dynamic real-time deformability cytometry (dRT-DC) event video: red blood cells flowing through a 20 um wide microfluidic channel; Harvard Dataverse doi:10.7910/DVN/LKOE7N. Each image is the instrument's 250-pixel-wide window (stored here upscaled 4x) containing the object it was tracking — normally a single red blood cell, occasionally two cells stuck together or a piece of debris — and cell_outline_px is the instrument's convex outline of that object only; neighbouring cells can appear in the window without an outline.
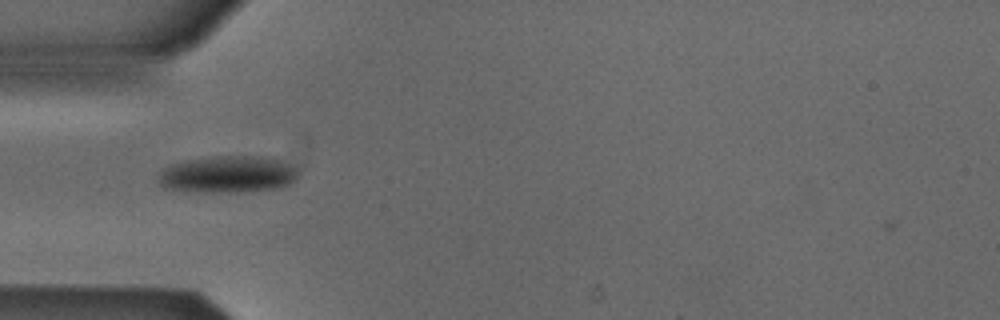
{"species": "Egyptian fruit bat (a non-hibernating species)", "species_latin": "Rousettus aegyptiacus", "temperature_condition": "cold", "stored_images_in_passage": 39, "camera_frame_rate_fps": 3000, "um_per_image_px": 0.085, "animal": {"sex": "male"}, "frame": {"image": 1, "passage_image": 3, "time_ms": 0.667, "image_size_px": [1000, 320], "cell_outline_px": [[300, 172], [296, 180], [280, 188], [236, 192], [204, 192], [164, 188], [156, 180], [160, 172], [164, 168], [172, 164], [184, 160], [216, 156], [264, 156], [280, 160], [300, 168]], "centroid_in_image_um": [19.4, 14.81], "position_along_channel_um": 65.6, "area_um2": 30.46}}
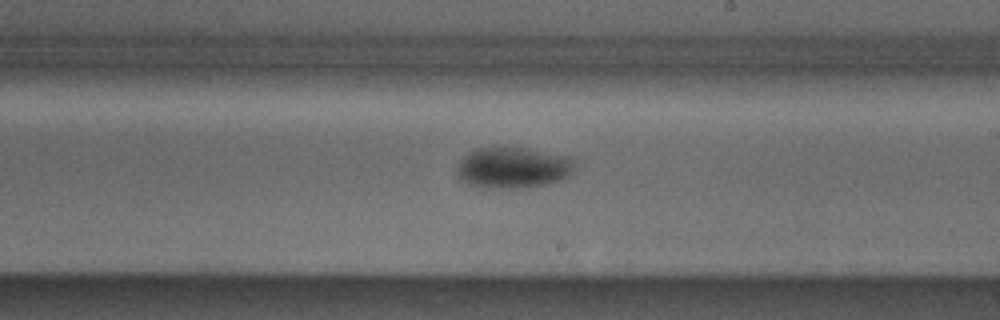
{"frame": {"image": 2, "passage_image": 17, "time_ms": 5.333, "image_size_px": [1000, 320], "cell_outline_px": [[576, 160], [572, 172], [564, 180], [544, 184], [520, 188], [484, 188], [468, 184], [460, 180], [456, 172], [456, 164], [468, 152], [476, 148], [520, 148], [564, 156]], "centroid_in_image_um": [43.55, 14.28], "position_along_channel_um": 245.4, "area_um2": 28.09}}
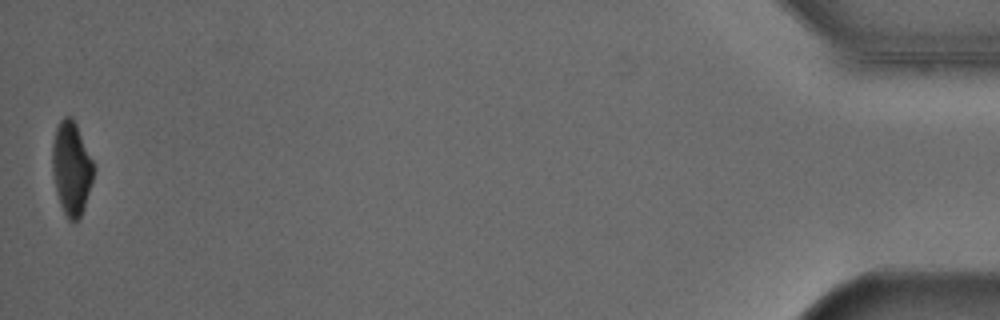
{"frame": {"image": 3, "passage_image": 39, "time_ms": 12.667, "image_size_px": [1000, 320], "cell_outline_px": [[92, 180], [84, 208], [80, 220], [68, 220], [60, 204], [56, 192], [52, 172], [52, 144], [56, 128], [60, 120], [64, 116], [72, 116], [76, 124], [92, 160]], "centroid_in_image_um": [6.04, 14.3], "position_along_channel_um": 429.2, "area_um2": 22.2}, "authors_computed_cell_mechanics": {"area_um2": 26.9348, "velocity_mm_per_s": 3.876, "shape_relaxation_time_tau1_ms": 2.2959, "shape_relaxation_time_tau2_ms": null, "deformation_change_tau1": 0.1119, "deformation_change_tau2": null}}